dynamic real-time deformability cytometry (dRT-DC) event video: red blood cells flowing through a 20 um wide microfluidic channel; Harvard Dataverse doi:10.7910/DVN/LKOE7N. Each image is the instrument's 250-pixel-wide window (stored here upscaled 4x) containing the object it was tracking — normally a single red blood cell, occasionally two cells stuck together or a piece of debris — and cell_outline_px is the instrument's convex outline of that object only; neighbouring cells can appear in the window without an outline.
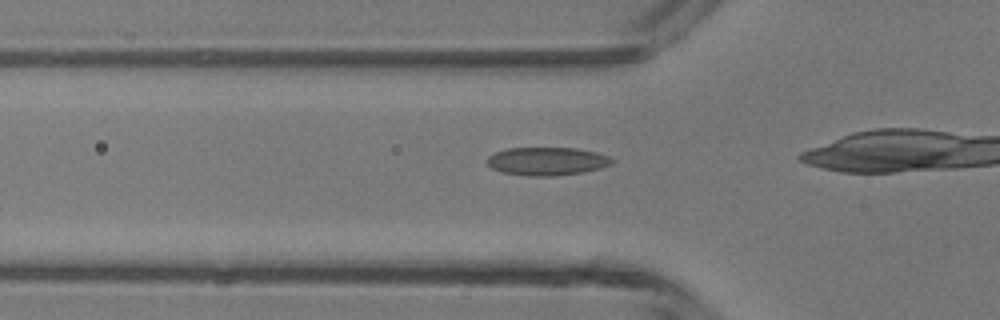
{"species": "common noctule bat (a hibernating species)", "species_latin": "Nyctalus noctula", "temperature_condition": "room temperature", "stored_images_in_passage": 17, "camera_frame_rate_fps": 3000, "um_per_image_px": 0.085, "animal": {"sex": "male", "body_mass_g": 13.3}, "frame": {"image": 1, "passage_image": 12, "time_ms": 3.667, "image_size_px": [1000, 320], "cell_outline_px": [[616, 160], [612, 164], [600, 168], [584, 172], [552, 176], [528, 176], [500, 172], [492, 168], [488, 164], [488, 156], [496, 152], [508, 148], [576, 148], [596, 152], [608, 156]], "centroid_in_image_um": [46.52, 13.71], "position_along_channel_um": 79.3, "area_um2": 20.52}}
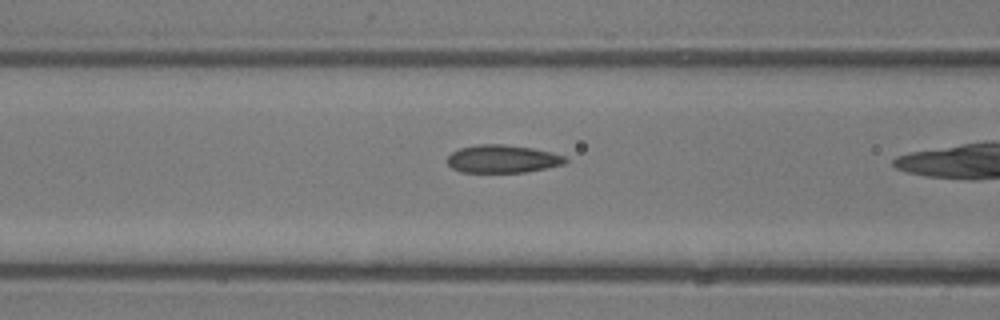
{"frame": {"image": 2, "passage_image": 15, "time_ms": 4.667, "image_size_px": [1000, 320], "cell_outline_px": [[568, 160], [564, 164], [524, 172], [460, 172], [452, 168], [448, 164], [448, 156], [452, 152], [460, 148], [476, 144], [504, 144], [532, 148], [552, 152], [564, 156]], "centroid_in_image_um": [42.7, 13.5], "position_along_channel_um": 123.9, "area_um2": 19.13}}